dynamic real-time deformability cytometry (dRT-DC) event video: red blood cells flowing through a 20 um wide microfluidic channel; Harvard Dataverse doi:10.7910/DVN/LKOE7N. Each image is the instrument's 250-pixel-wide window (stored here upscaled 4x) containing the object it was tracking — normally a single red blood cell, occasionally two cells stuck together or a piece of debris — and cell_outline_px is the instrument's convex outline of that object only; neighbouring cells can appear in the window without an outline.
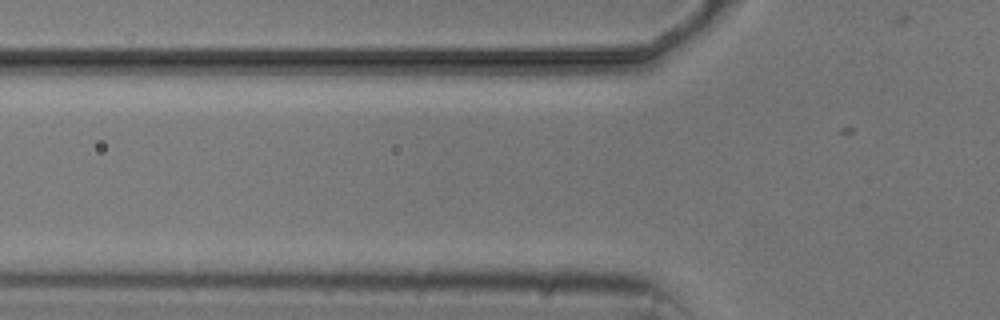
{"species": "common noctule bat (a hibernating species)", "species_latin": "Nyctalus noctula", "temperature_condition": "cold", "stored_images_in_passage": 3, "camera_frame_rate_fps": 3000, "um_per_image_px": 0.085, "animal": {"sex": "male", "body_mass_g": 20.5, "forearm_length_mm": 52.5}, "frame": {"image": 1, "passage_image": 2, "time_ms": 1.333, "image_size_px": [1000, 320], "cell_outline_px": [[640, 60], [580, 80], [560, 72], [552, 60], [564, 52], [624, 52]], "centroid_in_image_um": [50.22, 5.35], "position_along_channel_um": 75.6, "area_um2": 11.27}}